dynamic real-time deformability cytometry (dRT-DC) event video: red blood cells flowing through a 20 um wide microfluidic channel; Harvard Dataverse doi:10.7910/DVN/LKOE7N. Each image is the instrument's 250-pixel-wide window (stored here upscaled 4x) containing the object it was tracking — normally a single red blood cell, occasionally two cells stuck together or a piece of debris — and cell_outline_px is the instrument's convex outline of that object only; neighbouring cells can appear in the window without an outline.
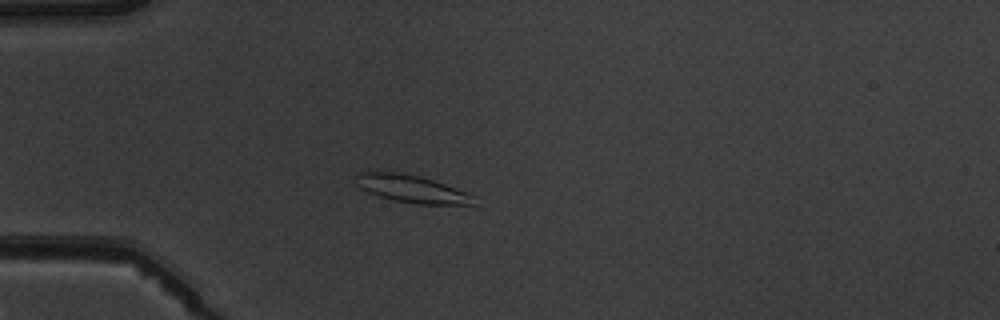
{"species": "common noctule bat (a hibernating species)", "species_latin": "Nyctalus noctula", "temperature_condition": "warm", "stored_images_in_passage": 5, "camera_frame_rate_fps": 3000, "um_per_image_px": 0.085, "animal": {"sex": "male", "body_mass_g": 19.5, "forearm_length_mm": 54.6}, "frame": {"image": 1, "passage_image": 4, "time_ms": 3.667, "image_size_px": [1000, 320], "cell_outline_px": [[480, 196], [476, 204], [416, 204], [392, 200], [368, 192], [360, 188], [356, 184], [360, 172], [368, 168], [372, 168], [400, 172], [420, 176]], "centroid_in_image_um": [35.0, 16.02], "position_along_channel_um": 50.0, "area_um2": 19.59}}